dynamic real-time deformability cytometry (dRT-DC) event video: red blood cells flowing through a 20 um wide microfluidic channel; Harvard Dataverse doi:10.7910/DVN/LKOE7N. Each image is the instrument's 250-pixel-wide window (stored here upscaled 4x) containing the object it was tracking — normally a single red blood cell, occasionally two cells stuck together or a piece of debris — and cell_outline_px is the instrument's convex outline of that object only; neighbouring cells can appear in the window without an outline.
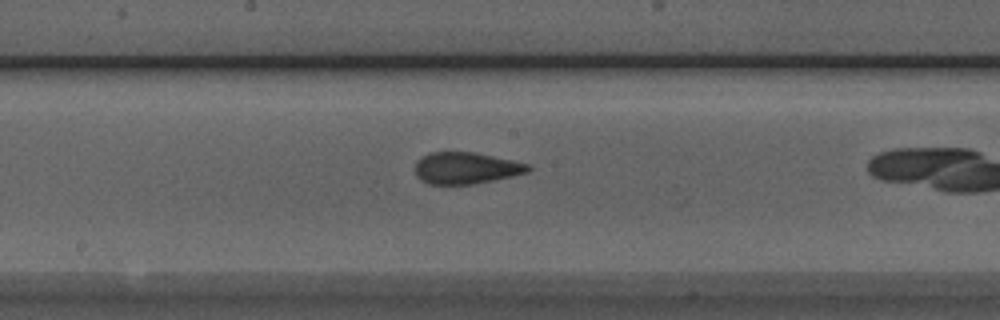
{"species": "Egyptian fruit bat (a non-hibernating species)", "species_latin": "Rousettus aegyptiacus", "temperature_condition": "room temperature", "stored_images_in_passage": 27, "camera_frame_rate_fps": 3000, "um_per_image_px": 0.085, "animal": {"sex": "male"}, "frame": {"image": 1, "passage_image": 16, "time_ms": 5.0, "image_size_px": [1000, 320], "cell_outline_px": [[532, 168], [528, 172], [492, 180], [472, 184], [428, 184], [420, 180], [416, 176], [416, 160], [432, 152], [476, 152], [512, 160], [528, 164]], "centroid_in_image_um": [39.59, 14.28], "position_along_channel_um": 208.6, "area_um2": 20.69}}